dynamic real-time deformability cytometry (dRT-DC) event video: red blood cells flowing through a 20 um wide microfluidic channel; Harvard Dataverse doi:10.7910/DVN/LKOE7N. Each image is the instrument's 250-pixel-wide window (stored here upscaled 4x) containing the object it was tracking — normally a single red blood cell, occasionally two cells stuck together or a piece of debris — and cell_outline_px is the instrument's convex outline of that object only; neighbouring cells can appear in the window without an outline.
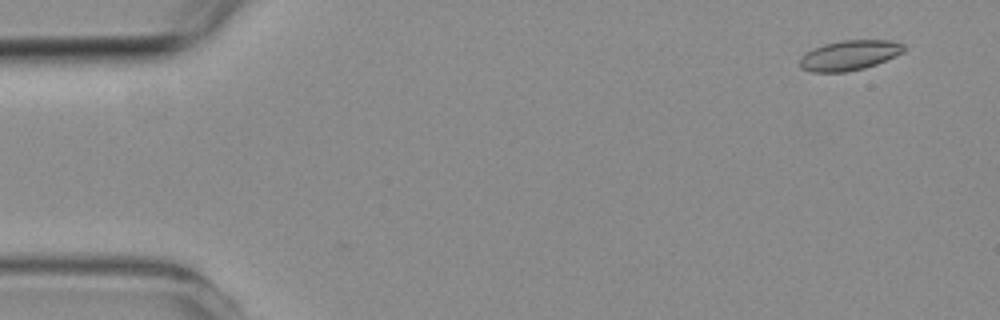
{"species": "common noctule bat (a hibernating species)", "species_latin": "Nyctalus noctula", "temperature_condition": "room temperature", "stored_images_in_passage": 4, "camera_frame_rate_fps": 3000, "um_per_image_px": 0.085, "animal": {"sex": "female", "body_mass_g": 19.3, "forearm_length_mm": 54.1}, "frame": {"image": 1, "passage_image": 1, "time_ms": 0.0, "image_size_px": [1000, 320], "cell_outline_px": [[904, 52], [876, 64], [864, 68], [848, 72], [812, 72], [800, 68], [800, 60], [808, 52], [824, 44], [844, 40], [892, 40], [904, 44]], "centroid_in_image_um": [72.23, 4.7], "position_along_channel_um": 12.8, "area_um2": 17.98}}
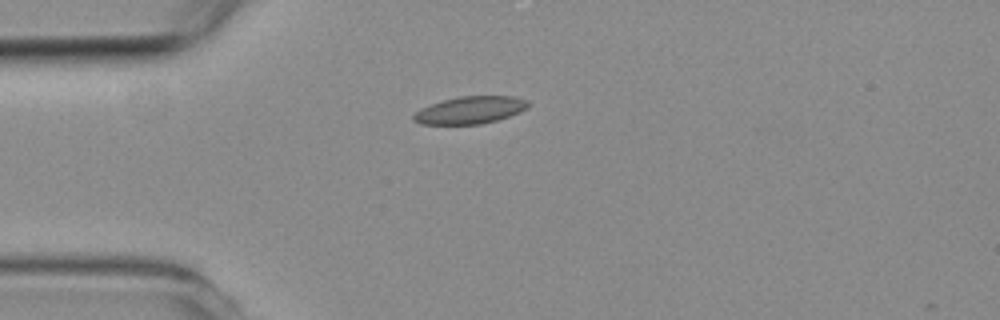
{"frame": {"image": 2, "passage_image": 4, "time_ms": 3.333, "image_size_px": [1000, 320], "cell_outline_px": [[528, 108], [520, 112], [496, 120], [480, 124], [420, 124], [412, 120], [412, 116], [420, 108], [444, 100], [460, 96], [512, 96], [528, 100]], "centroid_in_image_um": [39.95, 9.36], "position_along_channel_um": 45.0, "area_um2": 18.15}}